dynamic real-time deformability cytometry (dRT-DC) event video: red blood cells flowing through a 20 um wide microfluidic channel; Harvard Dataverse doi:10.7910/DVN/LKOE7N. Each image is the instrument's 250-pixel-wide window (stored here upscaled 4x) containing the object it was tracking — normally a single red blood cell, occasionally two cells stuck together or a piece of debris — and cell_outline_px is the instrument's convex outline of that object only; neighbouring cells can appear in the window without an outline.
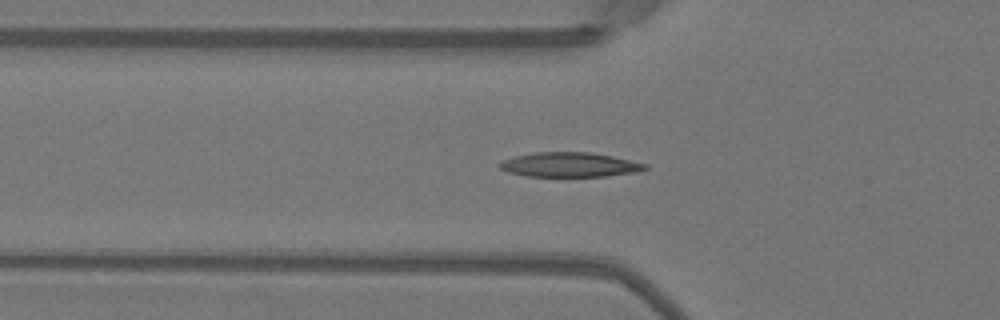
{"species": "Egyptian fruit bat (a non-hibernating species)", "species_latin": "Rousettus aegyptiacus", "temperature_condition": "warm", "stored_images_in_passage": 37, "camera_frame_rate_fps": 3000, "um_per_image_px": 0.085, "animal": {"sex": "female"}, "frame": {"image": 1, "passage_image": 3, "time_ms": 0.667, "image_size_px": [1000, 320], "cell_outline_px": [[648, 168], [636, 172], [608, 176], [524, 176], [508, 172], [500, 168], [496, 164], [500, 160], [516, 156], [536, 152], [588, 152], [612, 156], [648, 164]], "centroid_in_image_um": [48.39, 14.0], "position_along_channel_um": 77.4, "area_um2": 20.87}}
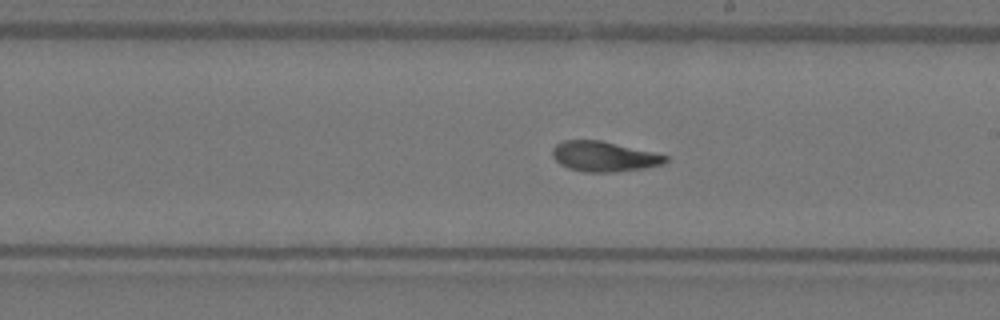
{"frame": {"image": 2, "passage_image": 15, "time_ms": 4.667, "image_size_px": [1000, 320], "cell_outline_px": [[668, 160], [664, 164], [644, 168], [616, 172], [584, 172], [568, 168], [560, 164], [552, 156], [552, 148], [556, 144], [564, 140], [600, 140], [652, 152], [668, 156]], "centroid_in_image_um": [51.32, 13.31], "position_along_channel_um": 237.7, "area_um2": 19.83}}
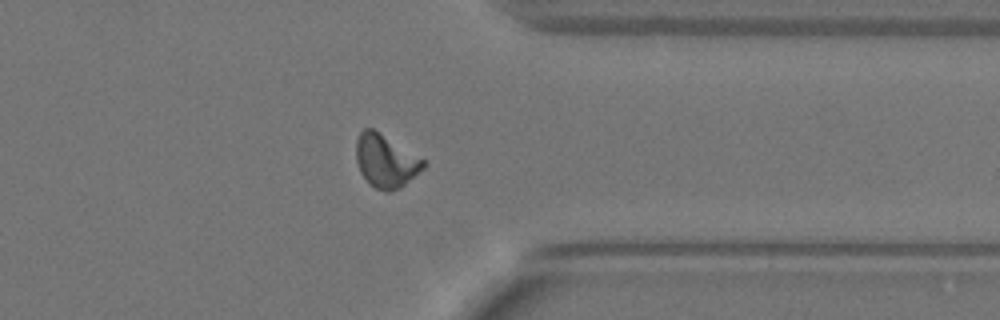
{"frame": {"image": 3, "passage_image": 26, "time_ms": 8.333, "image_size_px": [1000, 320], "cell_outline_px": [[428, 164], [424, 168], [400, 188], [388, 192], [384, 192], [376, 188], [360, 172], [356, 160], [356, 140], [360, 132], [364, 128], [372, 128], [424, 160]], "centroid_in_image_um": [32.78, 13.69], "position_along_channel_um": 378.6, "area_um2": 20.4}, "authors_computed_cell_mechanics": {"area_um2": 19.9988, "velocity_mm_per_s": 3.9717, "shape_relaxation_time_tau1_ms": 3.9511, "shape_relaxation_time_tau2_ms": 2.465, "deformation_change_tau1": 0.1845, "deformation_change_tau2": 0.0618}}